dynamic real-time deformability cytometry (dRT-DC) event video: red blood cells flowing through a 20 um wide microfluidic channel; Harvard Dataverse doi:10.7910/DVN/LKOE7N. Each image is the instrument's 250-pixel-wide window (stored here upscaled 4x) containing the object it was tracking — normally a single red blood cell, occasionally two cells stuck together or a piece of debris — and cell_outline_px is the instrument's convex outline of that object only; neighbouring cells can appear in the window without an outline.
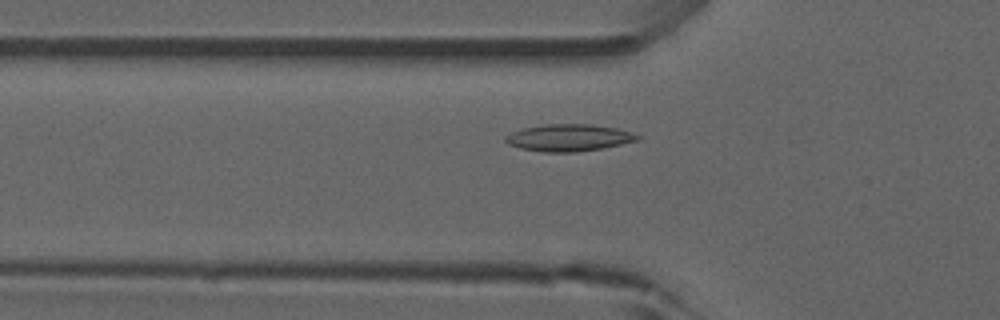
{"species": "common noctule bat (a hibernating species)", "species_latin": "Nyctalus noctula", "temperature_condition": "room temperature", "stored_images_in_passage": 12, "camera_frame_rate_fps": 3000, "um_per_image_px": 0.085, "animal": {"sex": "male", "forearm_length_mm": 52.5}, "frame": {"image": 1, "passage_image": 7, "time_ms": 2.0, "image_size_px": [1000, 320], "cell_outline_px": [[640, 140], [600, 148], [576, 152], [544, 152], [520, 148], [508, 144], [504, 140], [504, 136], [520, 128], [544, 124], [588, 124], [616, 128], [632, 132], [640, 136]], "centroid_in_image_um": [48.31, 11.7], "position_along_channel_um": 77.5, "area_um2": 20.75}}
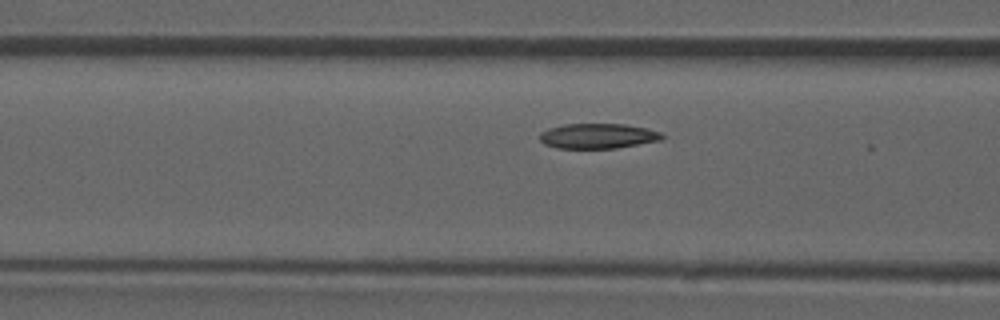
{"frame": {"image": 2, "passage_image": 10, "time_ms": 3.0, "image_size_px": [1000, 320], "cell_outline_px": [[664, 136], [660, 140], [616, 148], [556, 148], [544, 144], [540, 140], [540, 132], [548, 128], [564, 124], [624, 124], [644, 128], [660, 132]], "centroid_in_image_um": [50.77, 11.56], "position_along_channel_um": 115.8, "area_um2": 17.74}}